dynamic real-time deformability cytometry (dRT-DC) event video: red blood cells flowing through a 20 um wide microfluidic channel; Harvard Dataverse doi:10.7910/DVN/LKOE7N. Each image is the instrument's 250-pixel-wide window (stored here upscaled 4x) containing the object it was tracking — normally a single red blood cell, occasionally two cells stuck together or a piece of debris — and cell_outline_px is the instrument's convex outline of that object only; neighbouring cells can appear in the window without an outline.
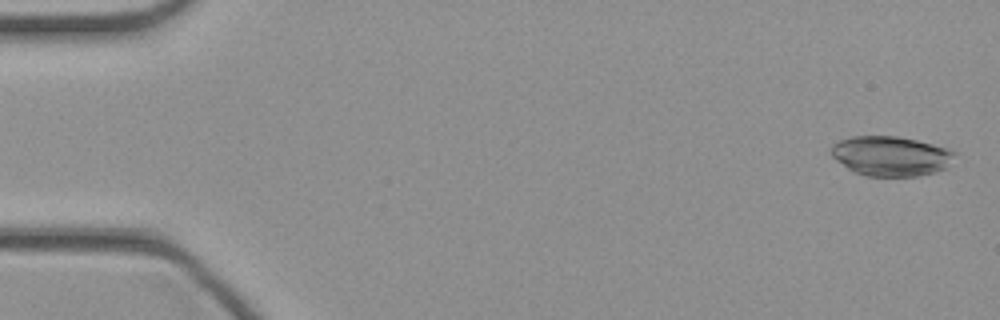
{"species": "common noctule bat (a hibernating species)", "species_latin": "Nyctalus noctula", "temperature_condition": "cold", "stored_images_in_passage": 45, "camera_frame_rate_fps": 3000, "um_per_image_px": 0.085, "animal": {"sex": "female", "body_mass_g": 21.9}, "frame": {"image": 1, "passage_image": 1, "time_ms": 0.0, "image_size_px": [1000, 320], "cell_outline_px": [[956, 152], [948, 168], [936, 172], [916, 176], [868, 176], [856, 172], [848, 168], [836, 160], [832, 156], [832, 144], [840, 140], [852, 136], [900, 136], [952, 148]], "centroid_in_image_um": [75.78, 13.25], "position_along_channel_um": 9.2, "area_um2": 28.84}}
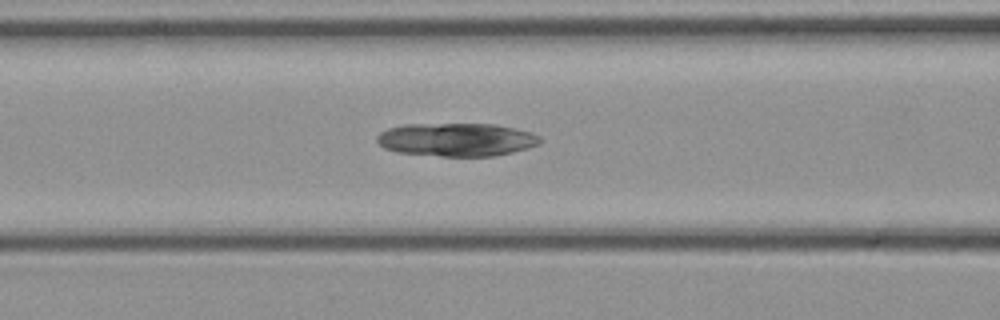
{"frame": {"image": 2, "passage_image": 18, "time_ms": 5.667, "image_size_px": [1000, 320], "cell_outline_px": [[540, 144], [528, 148], [496, 156], [440, 156], [396, 152], [384, 148], [376, 140], [376, 136], [380, 132], [388, 128], [404, 124], [496, 124], [532, 132], [540, 136]], "centroid_in_image_um": [38.81, 11.86], "position_along_channel_um": 127.8, "area_um2": 31.79}}
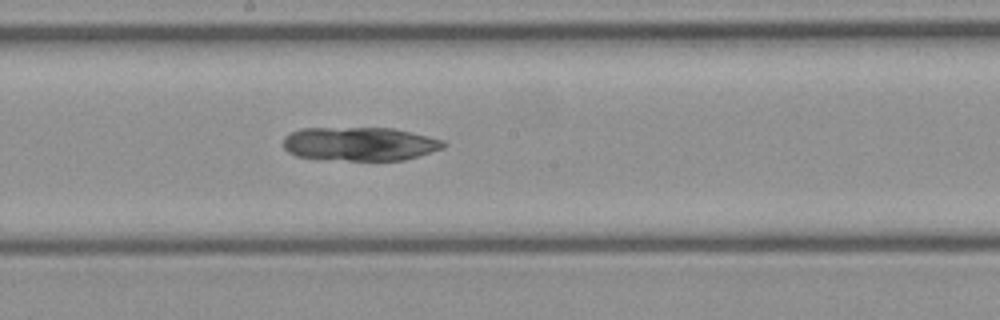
{"frame": {"image": 3, "passage_image": 24, "time_ms": 7.667, "image_size_px": [1000, 320], "cell_outline_px": [[448, 144], [444, 148], [404, 160], [348, 160], [296, 156], [288, 152], [284, 148], [284, 136], [288, 132], [300, 128], [392, 128], [428, 136], [444, 140]], "centroid_in_image_um": [30.58, 12.22], "position_along_channel_um": 217.6, "area_um2": 31.44}}